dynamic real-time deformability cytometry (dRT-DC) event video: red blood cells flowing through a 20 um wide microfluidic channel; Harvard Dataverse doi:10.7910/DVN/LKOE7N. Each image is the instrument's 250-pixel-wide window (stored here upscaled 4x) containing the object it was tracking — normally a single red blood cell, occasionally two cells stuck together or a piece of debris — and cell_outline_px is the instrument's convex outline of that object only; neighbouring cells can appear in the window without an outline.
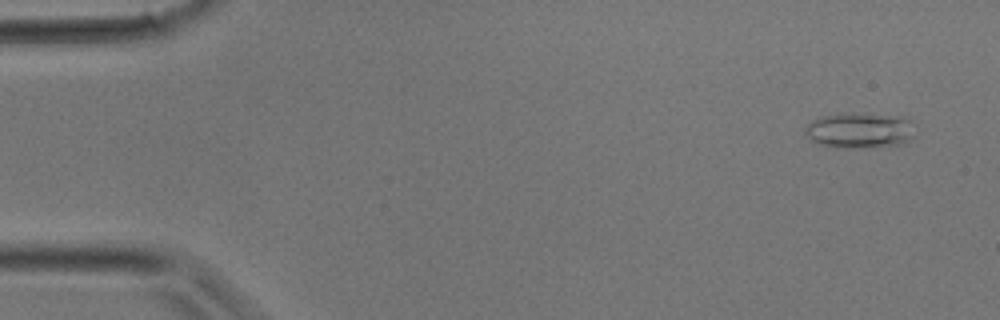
{"species": "common noctule bat (a hibernating species)", "species_latin": "Nyctalus noctula", "temperature_condition": "room temperature", "stored_images_in_passage": 10, "camera_frame_rate_fps": 3000, "um_per_image_px": 0.085, "animal": {"sex": "male", "body_mass_g": 17.9}, "frame": {"image": 1, "passage_image": 2, "time_ms": 0.333, "image_size_px": [1000, 320], "cell_outline_px": [[912, 136], [904, 144], [856, 148], [836, 148], [820, 144], [812, 140], [804, 132], [808, 124], [812, 120], [820, 116], [840, 112], [908, 116]], "centroid_in_image_um": [73.03, 11.06], "position_along_channel_um": 12.0, "area_um2": 22.89}}